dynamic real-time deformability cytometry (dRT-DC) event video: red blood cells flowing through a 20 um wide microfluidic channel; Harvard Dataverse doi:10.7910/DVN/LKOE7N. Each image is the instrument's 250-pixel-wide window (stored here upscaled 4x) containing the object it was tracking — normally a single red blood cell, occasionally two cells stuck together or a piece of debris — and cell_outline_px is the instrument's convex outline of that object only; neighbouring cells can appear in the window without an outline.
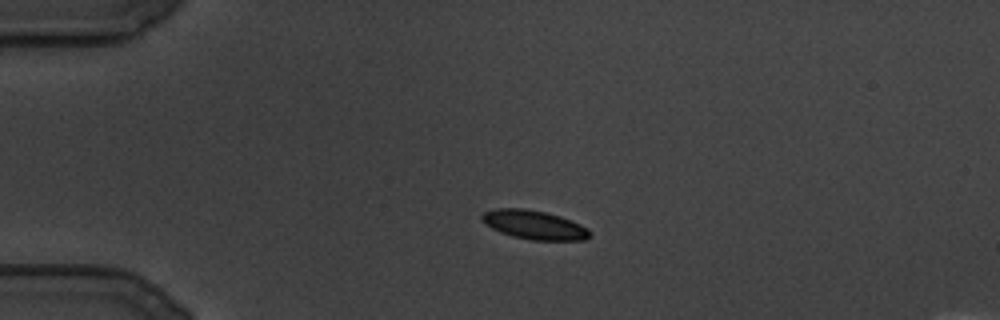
{"species": "common noctule bat (a hibernating species)", "species_latin": "Nyctalus noctula", "temperature_condition": "cold", "stored_images_in_passage": 93, "camera_frame_rate_fps": 3000, "um_per_image_px": 0.085, "animal": {"sex": "male", "body_mass_g": 19.5, "forearm_length_mm": 54.6}, "frame": {"image": 1, "passage_image": 1, "time_ms": 0.0, "image_size_px": [1000, 320], "cell_outline_px": [[592, 232], [584, 240], [532, 240], [512, 236], [500, 232], [484, 224], [480, 220], [480, 216], [484, 212], [496, 208], [524, 208], [544, 212], [560, 216], [580, 224], [588, 228]], "centroid_in_image_um": [45.37, 19.11], "position_along_channel_um": 39.6, "area_um2": 18.21}}
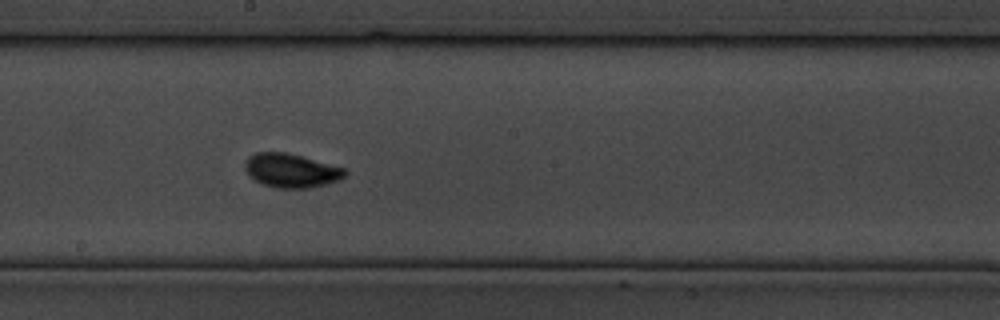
{"frame": {"image": 2, "passage_image": 40, "time_ms": 13.0, "image_size_px": [1000, 320], "cell_outline_px": [[348, 172], [340, 180], [328, 184], [308, 188], [276, 188], [264, 184], [248, 176], [244, 168], [244, 160], [248, 156], [256, 152], [284, 152], [300, 156], [344, 168]], "centroid_in_image_um": [24.72, 14.5], "position_along_channel_um": 223.5, "area_um2": 19.77}}
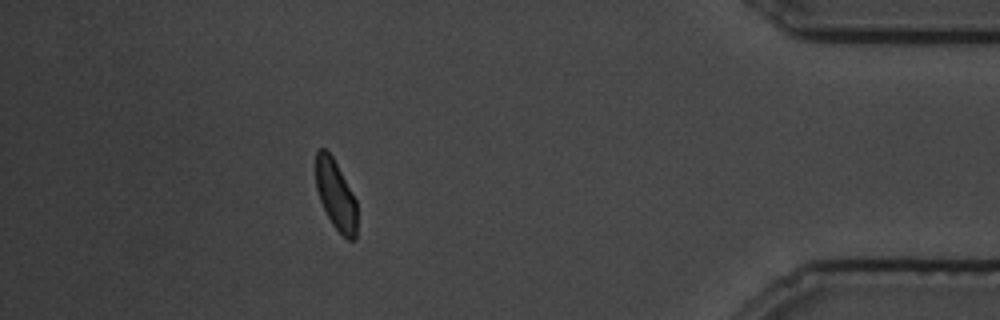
{"frame": {"image": 3, "passage_image": 80, "time_ms": 26.333, "image_size_px": [1000, 320], "cell_outline_px": [[356, 240], [348, 240], [332, 224], [320, 200], [316, 188], [316, 152], [320, 148], [324, 148], [332, 156], [356, 200]], "centroid_in_image_um": [28.53, 16.57], "position_along_channel_um": 406.7, "area_um2": 16.42}}